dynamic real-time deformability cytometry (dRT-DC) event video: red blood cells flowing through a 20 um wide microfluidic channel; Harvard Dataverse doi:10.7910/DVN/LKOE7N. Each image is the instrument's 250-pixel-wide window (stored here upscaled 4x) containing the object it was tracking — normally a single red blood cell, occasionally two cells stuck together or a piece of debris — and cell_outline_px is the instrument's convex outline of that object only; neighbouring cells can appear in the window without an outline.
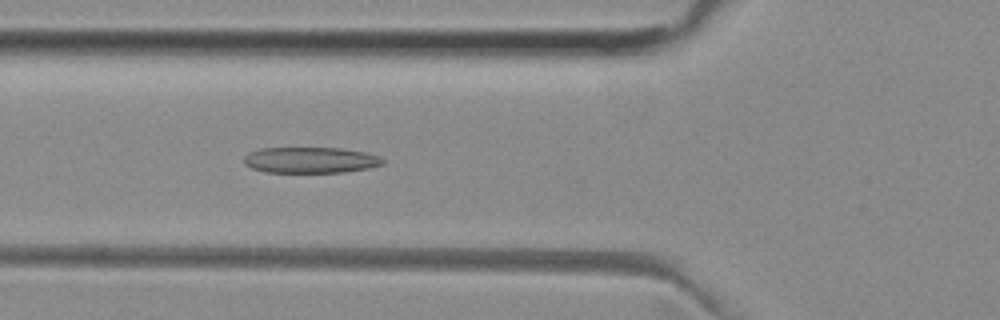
{"species": "common noctule bat (a hibernating species)", "species_latin": "Nyctalus noctula", "temperature_condition": "room temperature", "stored_images_in_passage": 20, "camera_frame_rate_fps": 3000, "um_per_image_px": 0.085, "animal": {"sex": "female", "body_mass_g": 29.2, "forearm_length_mm": 56.3}, "frame": {"image": 1, "passage_image": 7, "time_ms": 2.0, "image_size_px": [1000, 320], "cell_outline_px": [[384, 164], [368, 168], [344, 172], [264, 172], [252, 168], [244, 164], [244, 156], [248, 152], [260, 148], [340, 148], [364, 152], [376, 156], [384, 160]], "centroid_in_image_um": [26.34, 13.6], "position_along_channel_um": 99.5, "area_um2": 20.92}}
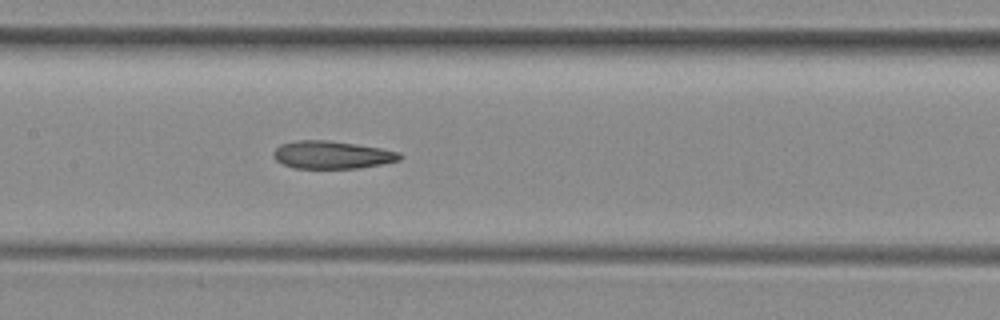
{"frame": {"image": 2, "passage_image": 13, "time_ms": 4.0, "image_size_px": [1000, 320], "cell_outline_px": [[404, 156], [400, 160], [360, 168], [292, 168], [276, 160], [272, 152], [280, 144], [296, 140], [328, 140], [356, 144], [380, 148], [400, 152]], "centroid_in_image_um": [28.22, 13.16], "position_along_channel_um": 179.2, "area_um2": 20.46}}
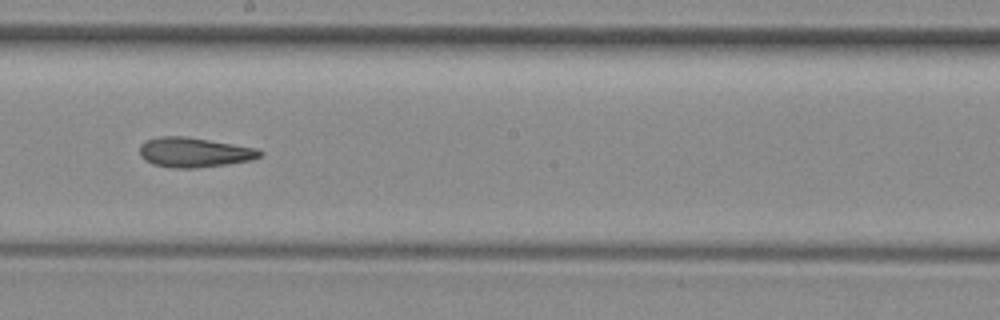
{"frame": {"image": 3, "passage_image": 17, "time_ms": 5.333, "image_size_px": [1000, 320], "cell_outline_px": [[264, 156], [252, 160], [228, 164], [196, 168], [172, 168], [152, 164], [144, 160], [140, 156], [140, 144], [144, 140], [160, 136], [184, 136], [256, 148], [264, 152]], "centroid_in_image_um": [16.5, 12.96], "position_along_channel_um": 231.7, "area_um2": 21.04}}